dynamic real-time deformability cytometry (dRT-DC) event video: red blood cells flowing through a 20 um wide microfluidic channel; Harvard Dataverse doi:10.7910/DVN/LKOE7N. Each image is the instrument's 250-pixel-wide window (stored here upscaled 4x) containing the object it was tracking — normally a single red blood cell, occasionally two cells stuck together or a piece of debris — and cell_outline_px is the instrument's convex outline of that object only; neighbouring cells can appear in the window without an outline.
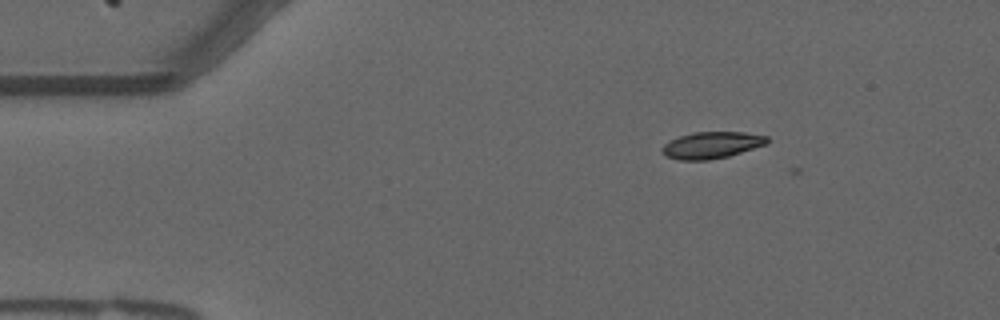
{"species": "common noctule bat (a hibernating species)", "species_latin": "Nyctalus noctula", "temperature_condition": "warm", "stored_images_in_passage": 5, "camera_frame_rate_fps": 3000, "um_per_image_px": 0.085, "animal": {"sex": "male", "forearm_length_mm": 52.5}, "frame": {"image": 1, "passage_image": 4, "time_ms": 1.0, "image_size_px": [1000, 320], "cell_outline_px": [[768, 144], [728, 156], [708, 160], [680, 160], [668, 156], [660, 148], [664, 144], [680, 136], [692, 132], [744, 132], [768, 136]], "centroid_in_image_um": [60.53, 12.32], "position_along_channel_um": 24.5, "area_um2": 16.18}}